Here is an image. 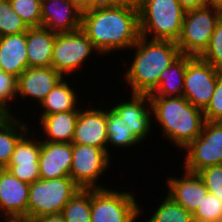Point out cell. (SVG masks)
<instances>
[{"label":"cell","instance_id":"cell-1","mask_svg":"<svg viewBox=\"0 0 222 222\" xmlns=\"http://www.w3.org/2000/svg\"><path fill=\"white\" fill-rule=\"evenodd\" d=\"M81 30L101 55L130 50L140 37L139 10L95 6L82 13Z\"/></svg>","mask_w":222,"mask_h":222},{"label":"cell","instance_id":"cell-2","mask_svg":"<svg viewBox=\"0 0 222 222\" xmlns=\"http://www.w3.org/2000/svg\"><path fill=\"white\" fill-rule=\"evenodd\" d=\"M130 49L135 54L124 78L130 84L131 94H151L161 73L182 55L175 41L149 40L142 36Z\"/></svg>","mask_w":222,"mask_h":222},{"label":"cell","instance_id":"cell-3","mask_svg":"<svg viewBox=\"0 0 222 222\" xmlns=\"http://www.w3.org/2000/svg\"><path fill=\"white\" fill-rule=\"evenodd\" d=\"M149 97L152 118L159 123L163 135L181 150L200 135L205 122L204 113L185 97Z\"/></svg>","mask_w":222,"mask_h":222},{"label":"cell","instance_id":"cell-4","mask_svg":"<svg viewBox=\"0 0 222 222\" xmlns=\"http://www.w3.org/2000/svg\"><path fill=\"white\" fill-rule=\"evenodd\" d=\"M138 10L140 36L177 42L186 13L178 0H140Z\"/></svg>","mask_w":222,"mask_h":222},{"label":"cell","instance_id":"cell-5","mask_svg":"<svg viewBox=\"0 0 222 222\" xmlns=\"http://www.w3.org/2000/svg\"><path fill=\"white\" fill-rule=\"evenodd\" d=\"M221 16L222 6L216 4L186 11L181 35L176 42L181 54L199 57L207 48Z\"/></svg>","mask_w":222,"mask_h":222},{"label":"cell","instance_id":"cell-6","mask_svg":"<svg viewBox=\"0 0 222 222\" xmlns=\"http://www.w3.org/2000/svg\"><path fill=\"white\" fill-rule=\"evenodd\" d=\"M80 189L71 177L38 179L29 185L27 218L33 221L42 215L61 213Z\"/></svg>","mask_w":222,"mask_h":222},{"label":"cell","instance_id":"cell-7","mask_svg":"<svg viewBox=\"0 0 222 222\" xmlns=\"http://www.w3.org/2000/svg\"><path fill=\"white\" fill-rule=\"evenodd\" d=\"M141 208L131 192L91 189V222H136Z\"/></svg>","mask_w":222,"mask_h":222},{"label":"cell","instance_id":"cell-8","mask_svg":"<svg viewBox=\"0 0 222 222\" xmlns=\"http://www.w3.org/2000/svg\"><path fill=\"white\" fill-rule=\"evenodd\" d=\"M94 53L99 54L81 29L71 33H58L53 45L52 68L65 78L83 67L86 59Z\"/></svg>","mask_w":222,"mask_h":222},{"label":"cell","instance_id":"cell-9","mask_svg":"<svg viewBox=\"0 0 222 222\" xmlns=\"http://www.w3.org/2000/svg\"><path fill=\"white\" fill-rule=\"evenodd\" d=\"M184 170L198 171L222 164V122L205 121L200 135L185 149Z\"/></svg>","mask_w":222,"mask_h":222},{"label":"cell","instance_id":"cell-10","mask_svg":"<svg viewBox=\"0 0 222 222\" xmlns=\"http://www.w3.org/2000/svg\"><path fill=\"white\" fill-rule=\"evenodd\" d=\"M111 158L102 148L72 143L70 177L81 189H105L107 186L97 185V181L109 168Z\"/></svg>","mask_w":222,"mask_h":222},{"label":"cell","instance_id":"cell-11","mask_svg":"<svg viewBox=\"0 0 222 222\" xmlns=\"http://www.w3.org/2000/svg\"><path fill=\"white\" fill-rule=\"evenodd\" d=\"M219 71V69L204 62L199 57L187 55L182 96L194 107L204 111L214 94Z\"/></svg>","mask_w":222,"mask_h":222},{"label":"cell","instance_id":"cell-12","mask_svg":"<svg viewBox=\"0 0 222 222\" xmlns=\"http://www.w3.org/2000/svg\"><path fill=\"white\" fill-rule=\"evenodd\" d=\"M130 97L131 100L118 102L111 109L125 122L131 134L140 142L145 141L152 128L150 97L148 94H132Z\"/></svg>","mask_w":222,"mask_h":222},{"label":"cell","instance_id":"cell-13","mask_svg":"<svg viewBox=\"0 0 222 222\" xmlns=\"http://www.w3.org/2000/svg\"><path fill=\"white\" fill-rule=\"evenodd\" d=\"M35 139L32 134L26 133L16 144L11 159L5 168L13 176L29 184L40 179L39 154L41 140Z\"/></svg>","mask_w":222,"mask_h":222},{"label":"cell","instance_id":"cell-14","mask_svg":"<svg viewBox=\"0 0 222 222\" xmlns=\"http://www.w3.org/2000/svg\"><path fill=\"white\" fill-rule=\"evenodd\" d=\"M82 108L75 124L73 144L91 145L107 151V109Z\"/></svg>","mask_w":222,"mask_h":222},{"label":"cell","instance_id":"cell-15","mask_svg":"<svg viewBox=\"0 0 222 222\" xmlns=\"http://www.w3.org/2000/svg\"><path fill=\"white\" fill-rule=\"evenodd\" d=\"M29 185L0 169V217L27 218Z\"/></svg>","mask_w":222,"mask_h":222},{"label":"cell","instance_id":"cell-16","mask_svg":"<svg viewBox=\"0 0 222 222\" xmlns=\"http://www.w3.org/2000/svg\"><path fill=\"white\" fill-rule=\"evenodd\" d=\"M82 12L69 0H43L41 26L58 33H71L81 29Z\"/></svg>","mask_w":222,"mask_h":222},{"label":"cell","instance_id":"cell-17","mask_svg":"<svg viewBox=\"0 0 222 222\" xmlns=\"http://www.w3.org/2000/svg\"><path fill=\"white\" fill-rule=\"evenodd\" d=\"M183 171L181 178L168 177L166 195L193 214L209 192L197 173Z\"/></svg>","mask_w":222,"mask_h":222},{"label":"cell","instance_id":"cell-18","mask_svg":"<svg viewBox=\"0 0 222 222\" xmlns=\"http://www.w3.org/2000/svg\"><path fill=\"white\" fill-rule=\"evenodd\" d=\"M62 78L52 67H28L17 78V95L23 99L30 97L41 104Z\"/></svg>","mask_w":222,"mask_h":222},{"label":"cell","instance_id":"cell-19","mask_svg":"<svg viewBox=\"0 0 222 222\" xmlns=\"http://www.w3.org/2000/svg\"><path fill=\"white\" fill-rule=\"evenodd\" d=\"M72 143L41 141L39 174L44 180L70 177Z\"/></svg>","mask_w":222,"mask_h":222},{"label":"cell","instance_id":"cell-20","mask_svg":"<svg viewBox=\"0 0 222 222\" xmlns=\"http://www.w3.org/2000/svg\"><path fill=\"white\" fill-rule=\"evenodd\" d=\"M26 32L0 37V69L18 78L28 68Z\"/></svg>","mask_w":222,"mask_h":222},{"label":"cell","instance_id":"cell-21","mask_svg":"<svg viewBox=\"0 0 222 222\" xmlns=\"http://www.w3.org/2000/svg\"><path fill=\"white\" fill-rule=\"evenodd\" d=\"M56 33L45 27L28 28L26 32L28 67H52Z\"/></svg>","mask_w":222,"mask_h":222},{"label":"cell","instance_id":"cell-22","mask_svg":"<svg viewBox=\"0 0 222 222\" xmlns=\"http://www.w3.org/2000/svg\"><path fill=\"white\" fill-rule=\"evenodd\" d=\"M78 115L79 110L40 115V127L42 126L41 128L46 136L41 141L72 143Z\"/></svg>","mask_w":222,"mask_h":222},{"label":"cell","instance_id":"cell-23","mask_svg":"<svg viewBox=\"0 0 222 222\" xmlns=\"http://www.w3.org/2000/svg\"><path fill=\"white\" fill-rule=\"evenodd\" d=\"M27 123L13 115L0 120V169L7 167L18 141L26 133H32Z\"/></svg>","mask_w":222,"mask_h":222},{"label":"cell","instance_id":"cell-24","mask_svg":"<svg viewBox=\"0 0 222 222\" xmlns=\"http://www.w3.org/2000/svg\"><path fill=\"white\" fill-rule=\"evenodd\" d=\"M68 82L66 77L65 79L63 77L56 83L40 104V108H43V111H40L41 115L80 110V108H78L77 92L70 86L71 83L68 84Z\"/></svg>","mask_w":222,"mask_h":222},{"label":"cell","instance_id":"cell-25","mask_svg":"<svg viewBox=\"0 0 222 222\" xmlns=\"http://www.w3.org/2000/svg\"><path fill=\"white\" fill-rule=\"evenodd\" d=\"M187 55H181L160 75L156 89L149 96L180 97L184 90Z\"/></svg>","mask_w":222,"mask_h":222},{"label":"cell","instance_id":"cell-26","mask_svg":"<svg viewBox=\"0 0 222 222\" xmlns=\"http://www.w3.org/2000/svg\"><path fill=\"white\" fill-rule=\"evenodd\" d=\"M107 153H109L108 145L116 146L115 148H129L140 144V141L131 134L129 127L125 122L111 109H107ZM133 145V146H132Z\"/></svg>","mask_w":222,"mask_h":222},{"label":"cell","instance_id":"cell-27","mask_svg":"<svg viewBox=\"0 0 222 222\" xmlns=\"http://www.w3.org/2000/svg\"><path fill=\"white\" fill-rule=\"evenodd\" d=\"M66 222H91V189H80L64 206Z\"/></svg>","mask_w":222,"mask_h":222},{"label":"cell","instance_id":"cell-28","mask_svg":"<svg viewBox=\"0 0 222 222\" xmlns=\"http://www.w3.org/2000/svg\"><path fill=\"white\" fill-rule=\"evenodd\" d=\"M165 196L152 216L145 222H194L193 214L173 201L168 195Z\"/></svg>","mask_w":222,"mask_h":222},{"label":"cell","instance_id":"cell-29","mask_svg":"<svg viewBox=\"0 0 222 222\" xmlns=\"http://www.w3.org/2000/svg\"><path fill=\"white\" fill-rule=\"evenodd\" d=\"M28 27L8 0L0 1V37L27 32Z\"/></svg>","mask_w":222,"mask_h":222},{"label":"cell","instance_id":"cell-30","mask_svg":"<svg viewBox=\"0 0 222 222\" xmlns=\"http://www.w3.org/2000/svg\"><path fill=\"white\" fill-rule=\"evenodd\" d=\"M28 28L41 27V0H8Z\"/></svg>","mask_w":222,"mask_h":222},{"label":"cell","instance_id":"cell-31","mask_svg":"<svg viewBox=\"0 0 222 222\" xmlns=\"http://www.w3.org/2000/svg\"><path fill=\"white\" fill-rule=\"evenodd\" d=\"M194 222H222V201L208 193L193 213Z\"/></svg>","mask_w":222,"mask_h":222},{"label":"cell","instance_id":"cell-32","mask_svg":"<svg viewBox=\"0 0 222 222\" xmlns=\"http://www.w3.org/2000/svg\"><path fill=\"white\" fill-rule=\"evenodd\" d=\"M199 58L222 70V16L217 22L207 48Z\"/></svg>","mask_w":222,"mask_h":222},{"label":"cell","instance_id":"cell-33","mask_svg":"<svg viewBox=\"0 0 222 222\" xmlns=\"http://www.w3.org/2000/svg\"><path fill=\"white\" fill-rule=\"evenodd\" d=\"M17 78L0 70V110L5 115H11V104L17 98ZM10 108V109H9Z\"/></svg>","mask_w":222,"mask_h":222},{"label":"cell","instance_id":"cell-34","mask_svg":"<svg viewBox=\"0 0 222 222\" xmlns=\"http://www.w3.org/2000/svg\"><path fill=\"white\" fill-rule=\"evenodd\" d=\"M210 194L222 201V164L209 166L197 172Z\"/></svg>","mask_w":222,"mask_h":222},{"label":"cell","instance_id":"cell-35","mask_svg":"<svg viewBox=\"0 0 222 222\" xmlns=\"http://www.w3.org/2000/svg\"><path fill=\"white\" fill-rule=\"evenodd\" d=\"M205 121L222 122V70L219 71L210 104L203 111Z\"/></svg>","mask_w":222,"mask_h":222},{"label":"cell","instance_id":"cell-36","mask_svg":"<svg viewBox=\"0 0 222 222\" xmlns=\"http://www.w3.org/2000/svg\"><path fill=\"white\" fill-rule=\"evenodd\" d=\"M140 0H96V6L138 9Z\"/></svg>","mask_w":222,"mask_h":222},{"label":"cell","instance_id":"cell-37","mask_svg":"<svg viewBox=\"0 0 222 222\" xmlns=\"http://www.w3.org/2000/svg\"><path fill=\"white\" fill-rule=\"evenodd\" d=\"M82 13L96 6V0H69Z\"/></svg>","mask_w":222,"mask_h":222},{"label":"cell","instance_id":"cell-38","mask_svg":"<svg viewBox=\"0 0 222 222\" xmlns=\"http://www.w3.org/2000/svg\"><path fill=\"white\" fill-rule=\"evenodd\" d=\"M178 1L181 7L185 11L195 9V8H200L207 5V3L204 0H178Z\"/></svg>","mask_w":222,"mask_h":222},{"label":"cell","instance_id":"cell-39","mask_svg":"<svg viewBox=\"0 0 222 222\" xmlns=\"http://www.w3.org/2000/svg\"><path fill=\"white\" fill-rule=\"evenodd\" d=\"M33 222H66L61 213L57 214H46L37 217Z\"/></svg>","mask_w":222,"mask_h":222},{"label":"cell","instance_id":"cell-40","mask_svg":"<svg viewBox=\"0 0 222 222\" xmlns=\"http://www.w3.org/2000/svg\"><path fill=\"white\" fill-rule=\"evenodd\" d=\"M4 222H33L31 220H29L28 218H3ZM2 221V222H3Z\"/></svg>","mask_w":222,"mask_h":222},{"label":"cell","instance_id":"cell-41","mask_svg":"<svg viewBox=\"0 0 222 222\" xmlns=\"http://www.w3.org/2000/svg\"><path fill=\"white\" fill-rule=\"evenodd\" d=\"M207 4H216L222 6V0H204Z\"/></svg>","mask_w":222,"mask_h":222},{"label":"cell","instance_id":"cell-42","mask_svg":"<svg viewBox=\"0 0 222 222\" xmlns=\"http://www.w3.org/2000/svg\"><path fill=\"white\" fill-rule=\"evenodd\" d=\"M5 116V114L0 110V120Z\"/></svg>","mask_w":222,"mask_h":222}]
</instances>
